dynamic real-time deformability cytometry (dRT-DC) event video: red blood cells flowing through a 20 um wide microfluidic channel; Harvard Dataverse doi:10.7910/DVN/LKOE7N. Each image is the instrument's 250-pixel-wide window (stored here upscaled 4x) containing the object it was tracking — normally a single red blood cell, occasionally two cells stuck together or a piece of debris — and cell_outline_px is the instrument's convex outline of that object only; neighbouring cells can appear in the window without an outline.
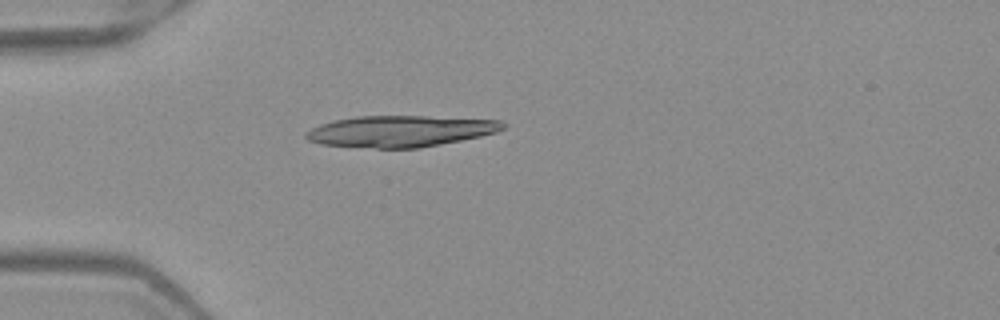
{"species": "Egyptian fruit bat (a non-hibernating species)", "species_latin": "Rousettus aegyptiacus", "temperature_condition": "warm", "stored_images_in_passage": 4, "camera_frame_rate_fps": 3000, "um_per_image_px": 0.085, "frame": {"image": 1, "passage_image": 4, "time_ms": 1.0, "image_size_px": [1000, 320], "cell_outline_px": [[504, 128], [496, 132], [480, 136], [420, 148], [376, 148], [320, 144], [308, 140], [304, 136], [304, 132], [320, 124], [336, 120], [356, 116], [428, 116], [500, 120], [504, 124]], "centroid_in_image_um": [33.99, 11.15], "position_along_channel_um": 51.0, "area_um2": 35.78}}